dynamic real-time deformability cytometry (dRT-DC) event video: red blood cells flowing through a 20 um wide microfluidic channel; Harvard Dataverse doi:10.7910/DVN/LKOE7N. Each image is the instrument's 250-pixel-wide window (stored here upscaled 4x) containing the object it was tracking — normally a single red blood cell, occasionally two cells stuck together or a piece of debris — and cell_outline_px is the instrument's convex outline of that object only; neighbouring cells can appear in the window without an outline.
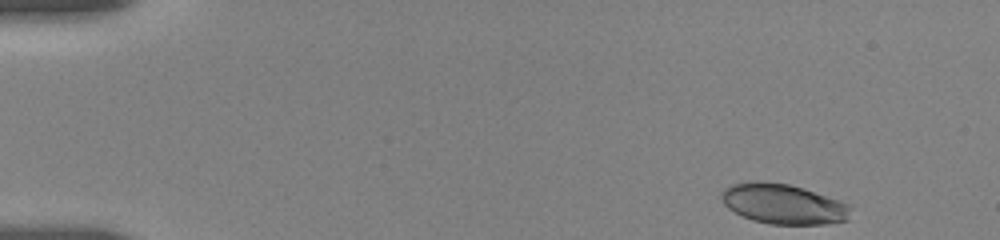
{"species": "human", "species_latin": "Homo sapiens", "temperature_condition": "room temperature", "stored_images_in_passage": 16, "camera_frame_rate_fps": 3000, "um_per_image_px": 0.085, "donor": {"sex": "female"}, "frame": {"image": 1, "passage_image": 1, "time_ms": 0.0, "image_size_px": [1000, 240], "cell_outline_px": [[852, 208], [848, 220], [824, 224], [768, 224], [752, 220], [728, 208], [724, 204], [720, 196], [720, 192], [724, 188], [732, 184], [752, 180], [756, 180], [788, 184], [848, 204]], "centroid_in_image_um": [66.53, 17.34], "position_along_channel_um": 18.5, "area_um2": 29.94}}
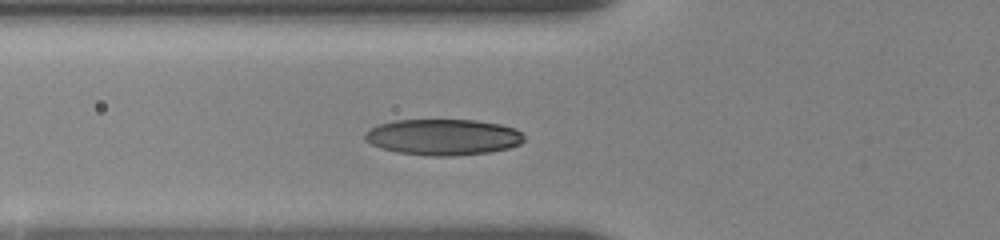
{"frame": {"image": 2, "passage_image": 11, "time_ms": 5.0, "image_size_px": [1000, 240], "cell_outline_px": [[524, 140], [520, 144], [508, 148], [488, 152], [456, 156], [428, 156], [396, 152], [380, 148], [364, 140], [364, 132], [380, 124], [396, 120], [476, 120], [500, 124], [512, 128], [520, 132], [524, 136]], "centroid_in_image_um": [37.64, 11.66], "position_along_channel_um": 88.2, "area_um2": 33.47}}
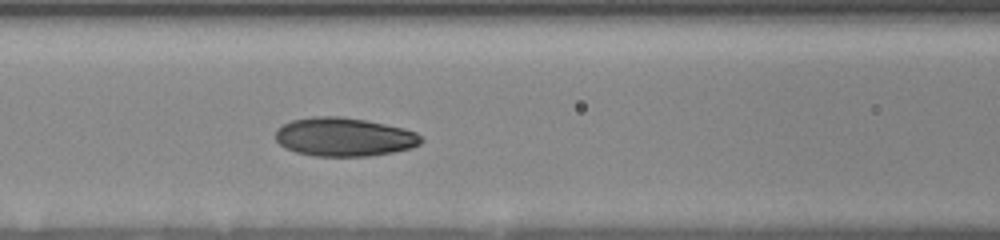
{"frame": {"image": 3, "passage_image": 15, "time_ms": 6.333, "image_size_px": [1000, 240], "cell_outline_px": [[424, 140], [420, 144], [412, 148], [392, 152], [368, 156], [316, 156], [296, 152], [284, 148], [276, 140], [276, 128], [292, 120], [312, 116], [340, 116], [364, 120], [404, 128], [416, 132]], "centroid_in_image_um": [29.24, 11.64], "position_along_channel_um": 137.4, "area_um2": 32.83}}